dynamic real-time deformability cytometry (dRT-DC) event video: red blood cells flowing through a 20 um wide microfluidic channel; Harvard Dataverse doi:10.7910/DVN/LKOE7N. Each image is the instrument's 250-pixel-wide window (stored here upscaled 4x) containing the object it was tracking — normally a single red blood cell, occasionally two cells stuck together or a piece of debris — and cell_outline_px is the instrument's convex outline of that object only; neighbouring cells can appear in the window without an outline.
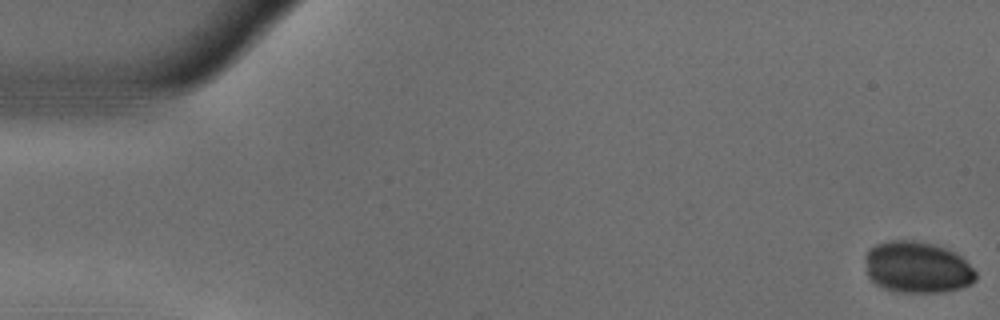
{"species": "common noctule bat (a hibernating species)", "species_latin": "Nyctalus noctula", "temperature_condition": "warm", "stored_images_in_passage": 55, "camera_frame_rate_fps": 3000, "um_per_image_px": 0.085, "animal": {"sex": "male", "body_mass_g": 18.8}, "frame": {"image": 1, "passage_image": 1, "time_ms": 0.0, "image_size_px": [1000, 320], "cell_outline_px": [[976, 280], [972, 284], [960, 288], [944, 292], [900, 292], [884, 288], [876, 284], [868, 276], [864, 256], [868, 248], [876, 244], [888, 240], [912, 240], [932, 244], [944, 248], [960, 256], [976, 272]], "centroid_in_image_um": [77.94, 22.72], "position_along_channel_um": 7.1, "area_um2": 33.18}}
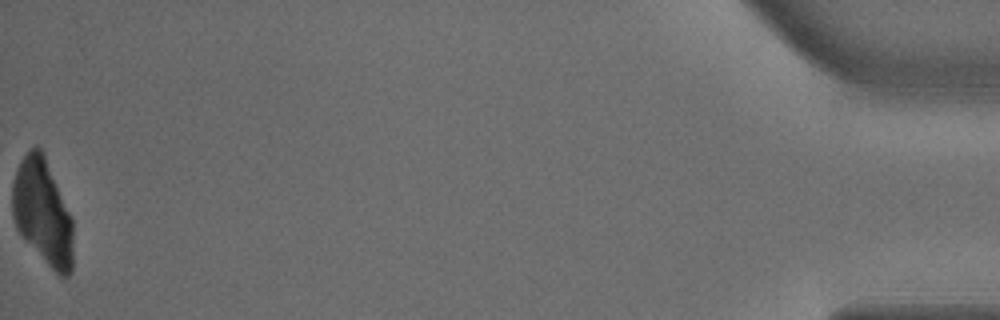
{"frame": {"image": 2, "passage_image": 55, "time_ms": 18.0, "image_size_px": [1000, 320], "cell_outline_px": [[72, 272], [68, 276], [60, 276], [44, 260], [16, 228], [12, 216], [12, 184], [16, 168], [20, 160], [36, 144], [44, 152], [72, 220]], "centroid_in_image_um": [3.61, 17.98], "position_along_channel_um": 431.6, "area_um2": 37.05}}